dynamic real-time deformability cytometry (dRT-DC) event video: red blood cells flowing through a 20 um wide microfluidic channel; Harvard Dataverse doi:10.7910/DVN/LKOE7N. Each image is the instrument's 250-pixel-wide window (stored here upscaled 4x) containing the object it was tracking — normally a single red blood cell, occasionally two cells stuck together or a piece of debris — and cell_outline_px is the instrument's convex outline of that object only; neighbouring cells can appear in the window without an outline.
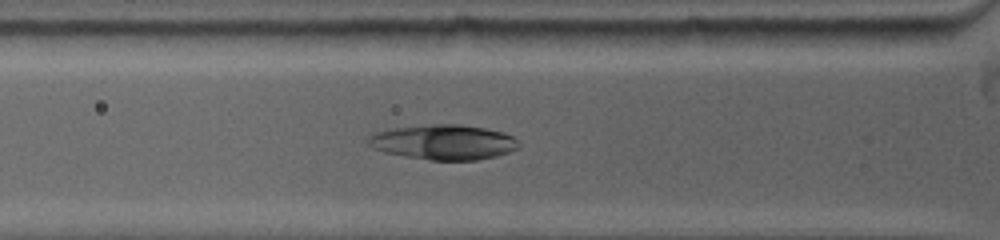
{"species": "common noctule bat (a hibernating species)", "species_latin": "Nyctalus noctula", "temperature_condition": "warm", "stored_images_in_passage": 24, "camera_frame_rate_fps": 5000, "um_per_image_px": 0.085, "animal": {"sex": "female", "body_mass_g": 19.0, "forearm_length_mm": 53.3}, "frame": {"image": 1, "passage_image": 4, "time_ms": 0.4, "image_size_px": [1000, 240], "cell_outline_px": [[520, 148], [512, 152], [496, 156], [476, 160], [428, 160], [404, 156], [384, 152], [372, 148], [368, 144], [368, 136], [380, 132], [396, 128], [432, 124], [460, 124], [484, 128], [504, 132], [512, 136], [516, 140]], "centroid_in_image_um": [37.74, 12.09], "position_along_channel_um": 88.1, "area_um2": 30.63}}
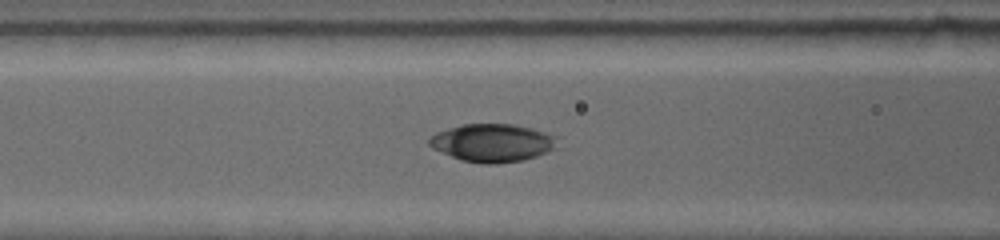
{"frame": {"image": 2, "passage_image": 11, "time_ms": 1.4, "image_size_px": [1000, 240], "cell_outline_px": [[560, 136], [552, 148], [536, 156], [524, 160], [496, 164], [484, 164], [460, 160], [432, 148], [428, 144], [428, 136], [436, 132], [448, 128], [464, 124], [516, 124], [532, 128]], "centroid_in_image_um": [41.83, 12.13], "position_along_channel_um": 124.8, "area_um2": 28.5}}
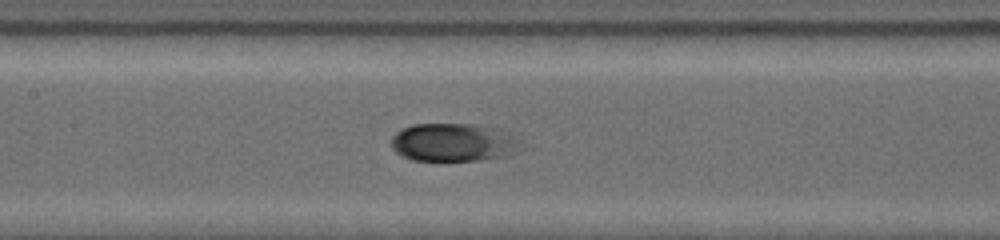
{"frame": {"image": 3, "passage_image": 16, "time_ms": 2.6, "image_size_px": [1000, 240], "cell_outline_px": [[520, 152], [512, 156], [476, 160], [412, 160], [400, 156], [392, 148], [392, 136], [400, 128], [412, 124], [476, 124], [520, 132]], "centroid_in_image_um": [38.67, 12.09], "position_along_channel_um": 168.7, "area_um2": 29.88}}